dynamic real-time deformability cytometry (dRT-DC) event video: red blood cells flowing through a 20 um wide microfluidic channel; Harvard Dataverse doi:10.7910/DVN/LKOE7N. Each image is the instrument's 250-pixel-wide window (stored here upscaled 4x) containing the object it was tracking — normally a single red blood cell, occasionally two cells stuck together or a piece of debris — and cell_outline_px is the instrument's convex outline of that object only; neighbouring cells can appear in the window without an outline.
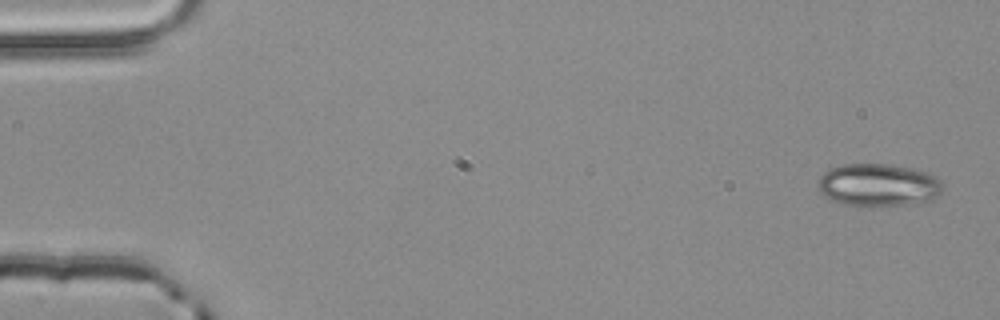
{"species": "common noctule bat (a hibernating species)", "species_latin": "Nyctalus noctula", "temperature_condition": "room temperature", "stored_images_in_passage": 4, "camera_frame_rate_fps": 3000, "um_per_image_px": 0.085, "animal": {"sex": "male", "body_mass_g": 20.4}, "frame": {"image": 1, "passage_image": 1, "time_ms": 0.0, "image_size_px": [1000, 320], "cell_outline_px": [[940, 192], [932, 200], [908, 204], [848, 204], [832, 200], [824, 196], [820, 192], [816, 184], [820, 176], [828, 168], [844, 164], [888, 164], [908, 168], [924, 172], [940, 180]], "centroid_in_image_um": [74.58, 15.7], "position_along_channel_um": 10.4, "area_um2": 30.17}}